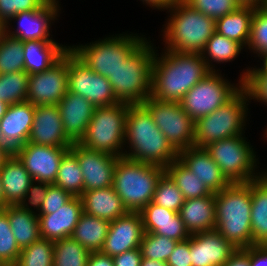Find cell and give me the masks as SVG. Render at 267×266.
<instances>
[{
  "instance_id": "26",
  "label": "cell",
  "mask_w": 267,
  "mask_h": 266,
  "mask_svg": "<svg viewBox=\"0 0 267 266\" xmlns=\"http://www.w3.org/2000/svg\"><path fill=\"white\" fill-rule=\"evenodd\" d=\"M80 198L83 212L98 218L114 221L128 213L113 186L84 191Z\"/></svg>"
},
{
  "instance_id": "5",
  "label": "cell",
  "mask_w": 267,
  "mask_h": 266,
  "mask_svg": "<svg viewBox=\"0 0 267 266\" xmlns=\"http://www.w3.org/2000/svg\"><path fill=\"white\" fill-rule=\"evenodd\" d=\"M165 168L121 156L113 177V188L128 212H140L152 200Z\"/></svg>"
},
{
  "instance_id": "27",
  "label": "cell",
  "mask_w": 267,
  "mask_h": 266,
  "mask_svg": "<svg viewBox=\"0 0 267 266\" xmlns=\"http://www.w3.org/2000/svg\"><path fill=\"white\" fill-rule=\"evenodd\" d=\"M178 213L190 235L215 230V193L185 200Z\"/></svg>"
},
{
  "instance_id": "31",
  "label": "cell",
  "mask_w": 267,
  "mask_h": 266,
  "mask_svg": "<svg viewBox=\"0 0 267 266\" xmlns=\"http://www.w3.org/2000/svg\"><path fill=\"white\" fill-rule=\"evenodd\" d=\"M257 7L240 5L233 12L215 20V31L240 43L246 50L251 30V20Z\"/></svg>"
},
{
  "instance_id": "48",
  "label": "cell",
  "mask_w": 267,
  "mask_h": 266,
  "mask_svg": "<svg viewBox=\"0 0 267 266\" xmlns=\"http://www.w3.org/2000/svg\"><path fill=\"white\" fill-rule=\"evenodd\" d=\"M49 185L50 183L33 181L30 184L23 201L20 203V206L29 212L39 214L40 208L49 189Z\"/></svg>"
},
{
  "instance_id": "43",
  "label": "cell",
  "mask_w": 267,
  "mask_h": 266,
  "mask_svg": "<svg viewBox=\"0 0 267 266\" xmlns=\"http://www.w3.org/2000/svg\"><path fill=\"white\" fill-rule=\"evenodd\" d=\"M184 197L171 177L164 172L159 178L152 202L174 212H179Z\"/></svg>"
},
{
  "instance_id": "23",
  "label": "cell",
  "mask_w": 267,
  "mask_h": 266,
  "mask_svg": "<svg viewBox=\"0 0 267 266\" xmlns=\"http://www.w3.org/2000/svg\"><path fill=\"white\" fill-rule=\"evenodd\" d=\"M83 212L80 197H73L51 214H38L40 235L53 242L71 237Z\"/></svg>"
},
{
  "instance_id": "25",
  "label": "cell",
  "mask_w": 267,
  "mask_h": 266,
  "mask_svg": "<svg viewBox=\"0 0 267 266\" xmlns=\"http://www.w3.org/2000/svg\"><path fill=\"white\" fill-rule=\"evenodd\" d=\"M57 106L60 110L65 134L73 142H79L86 133L96 107L79 94L69 91Z\"/></svg>"
},
{
  "instance_id": "11",
  "label": "cell",
  "mask_w": 267,
  "mask_h": 266,
  "mask_svg": "<svg viewBox=\"0 0 267 266\" xmlns=\"http://www.w3.org/2000/svg\"><path fill=\"white\" fill-rule=\"evenodd\" d=\"M237 82L231 83L220 69L211 71L185 94L180 104L196 122L230 100L242 88V80Z\"/></svg>"
},
{
  "instance_id": "49",
  "label": "cell",
  "mask_w": 267,
  "mask_h": 266,
  "mask_svg": "<svg viewBox=\"0 0 267 266\" xmlns=\"http://www.w3.org/2000/svg\"><path fill=\"white\" fill-rule=\"evenodd\" d=\"M73 196L55 184H50L39 214H51L63 207Z\"/></svg>"
},
{
  "instance_id": "22",
  "label": "cell",
  "mask_w": 267,
  "mask_h": 266,
  "mask_svg": "<svg viewBox=\"0 0 267 266\" xmlns=\"http://www.w3.org/2000/svg\"><path fill=\"white\" fill-rule=\"evenodd\" d=\"M178 160L212 193H218L231 184L205 148L192 146L181 150Z\"/></svg>"
},
{
  "instance_id": "8",
  "label": "cell",
  "mask_w": 267,
  "mask_h": 266,
  "mask_svg": "<svg viewBox=\"0 0 267 266\" xmlns=\"http://www.w3.org/2000/svg\"><path fill=\"white\" fill-rule=\"evenodd\" d=\"M248 105L247 93L241 88L225 104L198 119L195 122L194 146L205 148L218 140L245 135L250 113Z\"/></svg>"
},
{
  "instance_id": "60",
  "label": "cell",
  "mask_w": 267,
  "mask_h": 266,
  "mask_svg": "<svg viewBox=\"0 0 267 266\" xmlns=\"http://www.w3.org/2000/svg\"><path fill=\"white\" fill-rule=\"evenodd\" d=\"M8 104L0 100V119L4 116L6 113V110L8 108Z\"/></svg>"
},
{
  "instance_id": "59",
  "label": "cell",
  "mask_w": 267,
  "mask_h": 266,
  "mask_svg": "<svg viewBox=\"0 0 267 266\" xmlns=\"http://www.w3.org/2000/svg\"><path fill=\"white\" fill-rule=\"evenodd\" d=\"M4 207H6V199L4 197V190L2 187L1 176H0V208Z\"/></svg>"
},
{
  "instance_id": "30",
  "label": "cell",
  "mask_w": 267,
  "mask_h": 266,
  "mask_svg": "<svg viewBox=\"0 0 267 266\" xmlns=\"http://www.w3.org/2000/svg\"><path fill=\"white\" fill-rule=\"evenodd\" d=\"M253 245H267V171L251 181Z\"/></svg>"
},
{
  "instance_id": "28",
  "label": "cell",
  "mask_w": 267,
  "mask_h": 266,
  "mask_svg": "<svg viewBox=\"0 0 267 266\" xmlns=\"http://www.w3.org/2000/svg\"><path fill=\"white\" fill-rule=\"evenodd\" d=\"M69 49L70 46L56 41H24V71L28 75L43 72L57 62Z\"/></svg>"
},
{
  "instance_id": "47",
  "label": "cell",
  "mask_w": 267,
  "mask_h": 266,
  "mask_svg": "<svg viewBox=\"0 0 267 266\" xmlns=\"http://www.w3.org/2000/svg\"><path fill=\"white\" fill-rule=\"evenodd\" d=\"M47 0H0V22L5 26L17 13L37 10Z\"/></svg>"
},
{
  "instance_id": "56",
  "label": "cell",
  "mask_w": 267,
  "mask_h": 266,
  "mask_svg": "<svg viewBox=\"0 0 267 266\" xmlns=\"http://www.w3.org/2000/svg\"><path fill=\"white\" fill-rule=\"evenodd\" d=\"M13 154L5 145L0 143V168L4 165L5 161Z\"/></svg>"
},
{
  "instance_id": "41",
  "label": "cell",
  "mask_w": 267,
  "mask_h": 266,
  "mask_svg": "<svg viewBox=\"0 0 267 266\" xmlns=\"http://www.w3.org/2000/svg\"><path fill=\"white\" fill-rule=\"evenodd\" d=\"M246 49L260 60L267 56V7H257L254 10Z\"/></svg>"
},
{
  "instance_id": "2",
  "label": "cell",
  "mask_w": 267,
  "mask_h": 266,
  "mask_svg": "<svg viewBox=\"0 0 267 266\" xmlns=\"http://www.w3.org/2000/svg\"><path fill=\"white\" fill-rule=\"evenodd\" d=\"M124 147H126L124 157L163 168L178 159V152L156 126L152 115L142 104H129Z\"/></svg>"
},
{
  "instance_id": "42",
  "label": "cell",
  "mask_w": 267,
  "mask_h": 266,
  "mask_svg": "<svg viewBox=\"0 0 267 266\" xmlns=\"http://www.w3.org/2000/svg\"><path fill=\"white\" fill-rule=\"evenodd\" d=\"M249 67L240 73L242 88L247 93L249 103L254 100L267 106V71L261 65Z\"/></svg>"
},
{
  "instance_id": "19",
  "label": "cell",
  "mask_w": 267,
  "mask_h": 266,
  "mask_svg": "<svg viewBox=\"0 0 267 266\" xmlns=\"http://www.w3.org/2000/svg\"><path fill=\"white\" fill-rule=\"evenodd\" d=\"M35 106L28 101L14 103L8 106L6 113L0 119V143L11 152L23 147L27 143Z\"/></svg>"
},
{
  "instance_id": "10",
  "label": "cell",
  "mask_w": 267,
  "mask_h": 266,
  "mask_svg": "<svg viewBox=\"0 0 267 266\" xmlns=\"http://www.w3.org/2000/svg\"><path fill=\"white\" fill-rule=\"evenodd\" d=\"M205 149L231 184L249 183L267 171L266 168L259 171V157L245 135L218 140Z\"/></svg>"
},
{
  "instance_id": "17",
  "label": "cell",
  "mask_w": 267,
  "mask_h": 266,
  "mask_svg": "<svg viewBox=\"0 0 267 266\" xmlns=\"http://www.w3.org/2000/svg\"><path fill=\"white\" fill-rule=\"evenodd\" d=\"M78 159L84 191L113 186V177L118 156L98 152L74 142L69 149Z\"/></svg>"
},
{
  "instance_id": "7",
  "label": "cell",
  "mask_w": 267,
  "mask_h": 266,
  "mask_svg": "<svg viewBox=\"0 0 267 266\" xmlns=\"http://www.w3.org/2000/svg\"><path fill=\"white\" fill-rule=\"evenodd\" d=\"M123 33L108 35L85 45H70V50L90 69L108 79L147 39L146 35Z\"/></svg>"
},
{
  "instance_id": "50",
  "label": "cell",
  "mask_w": 267,
  "mask_h": 266,
  "mask_svg": "<svg viewBox=\"0 0 267 266\" xmlns=\"http://www.w3.org/2000/svg\"><path fill=\"white\" fill-rule=\"evenodd\" d=\"M190 255V238L177 242L174 250L167 259L168 266H192Z\"/></svg>"
},
{
  "instance_id": "61",
  "label": "cell",
  "mask_w": 267,
  "mask_h": 266,
  "mask_svg": "<svg viewBox=\"0 0 267 266\" xmlns=\"http://www.w3.org/2000/svg\"><path fill=\"white\" fill-rule=\"evenodd\" d=\"M262 63L260 64L267 71V56L263 58Z\"/></svg>"
},
{
  "instance_id": "33",
  "label": "cell",
  "mask_w": 267,
  "mask_h": 266,
  "mask_svg": "<svg viewBox=\"0 0 267 266\" xmlns=\"http://www.w3.org/2000/svg\"><path fill=\"white\" fill-rule=\"evenodd\" d=\"M110 221L82 212L72 234V238L89 252L102 250Z\"/></svg>"
},
{
  "instance_id": "54",
  "label": "cell",
  "mask_w": 267,
  "mask_h": 266,
  "mask_svg": "<svg viewBox=\"0 0 267 266\" xmlns=\"http://www.w3.org/2000/svg\"><path fill=\"white\" fill-rule=\"evenodd\" d=\"M86 266H114L111 256L98 252H90Z\"/></svg>"
},
{
  "instance_id": "62",
  "label": "cell",
  "mask_w": 267,
  "mask_h": 266,
  "mask_svg": "<svg viewBox=\"0 0 267 266\" xmlns=\"http://www.w3.org/2000/svg\"><path fill=\"white\" fill-rule=\"evenodd\" d=\"M4 32H5V26L0 22V38Z\"/></svg>"
},
{
  "instance_id": "45",
  "label": "cell",
  "mask_w": 267,
  "mask_h": 266,
  "mask_svg": "<svg viewBox=\"0 0 267 266\" xmlns=\"http://www.w3.org/2000/svg\"><path fill=\"white\" fill-rule=\"evenodd\" d=\"M20 251L11 230L7 211L0 208V262L5 266H14Z\"/></svg>"
},
{
  "instance_id": "32",
  "label": "cell",
  "mask_w": 267,
  "mask_h": 266,
  "mask_svg": "<svg viewBox=\"0 0 267 266\" xmlns=\"http://www.w3.org/2000/svg\"><path fill=\"white\" fill-rule=\"evenodd\" d=\"M7 211L13 236L20 249L41 238L38 214L29 212L20 205H8Z\"/></svg>"
},
{
  "instance_id": "14",
  "label": "cell",
  "mask_w": 267,
  "mask_h": 266,
  "mask_svg": "<svg viewBox=\"0 0 267 266\" xmlns=\"http://www.w3.org/2000/svg\"><path fill=\"white\" fill-rule=\"evenodd\" d=\"M69 50L47 70L29 75L27 101L58 105L68 91Z\"/></svg>"
},
{
  "instance_id": "13",
  "label": "cell",
  "mask_w": 267,
  "mask_h": 266,
  "mask_svg": "<svg viewBox=\"0 0 267 266\" xmlns=\"http://www.w3.org/2000/svg\"><path fill=\"white\" fill-rule=\"evenodd\" d=\"M68 91L79 94L94 107L118 104L110 81L94 72L69 49Z\"/></svg>"
},
{
  "instance_id": "52",
  "label": "cell",
  "mask_w": 267,
  "mask_h": 266,
  "mask_svg": "<svg viewBox=\"0 0 267 266\" xmlns=\"http://www.w3.org/2000/svg\"><path fill=\"white\" fill-rule=\"evenodd\" d=\"M250 266H267V245L250 246Z\"/></svg>"
},
{
  "instance_id": "46",
  "label": "cell",
  "mask_w": 267,
  "mask_h": 266,
  "mask_svg": "<svg viewBox=\"0 0 267 266\" xmlns=\"http://www.w3.org/2000/svg\"><path fill=\"white\" fill-rule=\"evenodd\" d=\"M195 10L217 20L236 10L241 4L237 0H184Z\"/></svg>"
},
{
  "instance_id": "16",
  "label": "cell",
  "mask_w": 267,
  "mask_h": 266,
  "mask_svg": "<svg viewBox=\"0 0 267 266\" xmlns=\"http://www.w3.org/2000/svg\"><path fill=\"white\" fill-rule=\"evenodd\" d=\"M69 149L27 142L14 154L34 181L54 184L61 159Z\"/></svg>"
},
{
  "instance_id": "37",
  "label": "cell",
  "mask_w": 267,
  "mask_h": 266,
  "mask_svg": "<svg viewBox=\"0 0 267 266\" xmlns=\"http://www.w3.org/2000/svg\"><path fill=\"white\" fill-rule=\"evenodd\" d=\"M90 252L72 237L54 242L53 266H86Z\"/></svg>"
},
{
  "instance_id": "35",
  "label": "cell",
  "mask_w": 267,
  "mask_h": 266,
  "mask_svg": "<svg viewBox=\"0 0 267 266\" xmlns=\"http://www.w3.org/2000/svg\"><path fill=\"white\" fill-rule=\"evenodd\" d=\"M165 172L174 181L185 200L207 197L212 194L203 182L197 176H194L178 159L168 165Z\"/></svg>"
},
{
  "instance_id": "63",
  "label": "cell",
  "mask_w": 267,
  "mask_h": 266,
  "mask_svg": "<svg viewBox=\"0 0 267 266\" xmlns=\"http://www.w3.org/2000/svg\"><path fill=\"white\" fill-rule=\"evenodd\" d=\"M264 131H265V133H263V134H264L263 137L266 138V139H264V140H267V125H266V128H265Z\"/></svg>"
},
{
  "instance_id": "9",
  "label": "cell",
  "mask_w": 267,
  "mask_h": 266,
  "mask_svg": "<svg viewBox=\"0 0 267 266\" xmlns=\"http://www.w3.org/2000/svg\"><path fill=\"white\" fill-rule=\"evenodd\" d=\"M128 110L129 104L123 102L96 107L86 133L78 143L86 148L112 156H124Z\"/></svg>"
},
{
  "instance_id": "39",
  "label": "cell",
  "mask_w": 267,
  "mask_h": 266,
  "mask_svg": "<svg viewBox=\"0 0 267 266\" xmlns=\"http://www.w3.org/2000/svg\"><path fill=\"white\" fill-rule=\"evenodd\" d=\"M28 80L25 71L0 74V100L8 105L27 101Z\"/></svg>"
},
{
  "instance_id": "55",
  "label": "cell",
  "mask_w": 267,
  "mask_h": 266,
  "mask_svg": "<svg viewBox=\"0 0 267 266\" xmlns=\"http://www.w3.org/2000/svg\"><path fill=\"white\" fill-rule=\"evenodd\" d=\"M145 6L155 10L166 11L167 8L172 6L178 0H140Z\"/></svg>"
},
{
  "instance_id": "6",
  "label": "cell",
  "mask_w": 267,
  "mask_h": 266,
  "mask_svg": "<svg viewBox=\"0 0 267 266\" xmlns=\"http://www.w3.org/2000/svg\"><path fill=\"white\" fill-rule=\"evenodd\" d=\"M156 49L149 37L108 78L119 102L142 104L151 96L152 63Z\"/></svg>"
},
{
  "instance_id": "44",
  "label": "cell",
  "mask_w": 267,
  "mask_h": 266,
  "mask_svg": "<svg viewBox=\"0 0 267 266\" xmlns=\"http://www.w3.org/2000/svg\"><path fill=\"white\" fill-rule=\"evenodd\" d=\"M177 242L163 235L144 232L139 248L143 258L166 262Z\"/></svg>"
},
{
  "instance_id": "57",
  "label": "cell",
  "mask_w": 267,
  "mask_h": 266,
  "mask_svg": "<svg viewBox=\"0 0 267 266\" xmlns=\"http://www.w3.org/2000/svg\"><path fill=\"white\" fill-rule=\"evenodd\" d=\"M241 5H251L255 7H266L267 0H237Z\"/></svg>"
},
{
  "instance_id": "58",
  "label": "cell",
  "mask_w": 267,
  "mask_h": 266,
  "mask_svg": "<svg viewBox=\"0 0 267 266\" xmlns=\"http://www.w3.org/2000/svg\"><path fill=\"white\" fill-rule=\"evenodd\" d=\"M140 266H168L166 262L142 258Z\"/></svg>"
},
{
  "instance_id": "3",
  "label": "cell",
  "mask_w": 267,
  "mask_h": 266,
  "mask_svg": "<svg viewBox=\"0 0 267 266\" xmlns=\"http://www.w3.org/2000/svg\"><path fill=\"white\" fill-rule=\"evenodd\" d=\"M251 204V181L233 183L215 193V230L236 249L253 246Z\"/></svg>"
},
{
  "instance_id": "51",
  "label": "cell",
  "mask_w": 267,
  "mask_h": 266,
  "mask_svg": "<svg viewBox=\"0 0 267 266\" xmlns=\"http://www.w3.org/2000/svg\"><path fill=\"white\" fill-rule=\"evenodd\" d=\"M142 258L140 248L125 251L112 257L114 266H140Z\"/></svg>"
},
{
  "instance_id": "21",
  "label": "cell",
  "mask_w": 267,
  "mask_h": 266,
  "mask_svg": "<svg viewBox=\"0 0 267 266\" xmlns=\"http://www.w3.org/2000/svg\"><path fill=\"white\" fill-rule=\"evenodd\" d=\"M236 250L217 230L190 235L192 266H223Z\"/></svg>"
},
{
  "instance_id": "4",
  "label": "cell",
  "mask_w": 267,
  "mask_h": 266,
  "mask_svg": "<svg viewBox=\"0 0 267 266\" xmlns=\"http://www.w3.org/2000/svg\"><path fill=\"white\" fill-rule=\"evenodd\" d=\"M170 13L162 27L164 49L180 53H201L215 32V20L195 10L184 0L166 9ZM164 28V29H163Z\"/></svg>"
},
{
  "instance_id": "15",
  "label": "cell",
  "mask_w": 267,
  "mask_h": 266,
  "mask_svg": "<svg viewBox=\"0 0 267 266\" xmlns=\"http://www.w3.org/2000/svg\"><path fill=\"white\" fill-rule=\"evenodd\" d=\"M59 0H47L39 9L17 13L6 25L5 33L24 41L43 40L56 41L51 26L58 20L61 7ZM12 21L17 23L15 29ZM14 30V31H13ZM51 36V37H50Z\"/></svg>"
},
{
  "instance_id": "18",
  "label": "cell",
  "mask_w": 267,
  "mask_h": 266,
  "mask_svg": "<svg viewBox=\"0 0 267 266\" xmlns=\"http://www.w3.org/2000/svg\"><path fill=\"white\" fill-rule=\"evenodd\" d=\"M29 143L70 148L73 141L65 134L57 105L35 106Z\"/></svg>"
},
{
  "instance_id": "53",
  "label": "cell",
  "mask_w": 267,
  "mask_h": 266,
  "mask_svg": "<svg viewBox=\"0 0 267 266\" xmlns=\"http://www.w3.org/2000/svg\"><path fill=\"white\" fill-rule=\"evenodd\" d=\"M223 266H250V247L237 249Z\"/></svg>"
},
{
  "instance_id": "40",
  "label": "cell",
  "mask_w": 267,
  "mask_h": 266,
  "mask_svg": "<svg viewBox=\"0 0 267 266\" xmlns=\"http://www.w3.org/2000/svg\"><path fill=\"white\" fill-rule=\"evenodd\" d=\"M54 242L40 238L21 249L14 266H53Z\"/></svg>"
},
{
  "instance_id": "24",
  "label": "cell",
  "mask_w": 267,
  "mask_h": 266,
  "mask_svg": "<svg viewBox=\"0 0 267 266\" xmlns=\"http://www.w3.org/2000/svg\"><path fill=\"white\" fill-rule=\"evenodd\" d=\"M139 213L146 233L163 235L178 242L190 238V233L177 212L151 201Z\"/></svg>"
},
{
  "instance_id": "34",
  "label": "cell",
  "mask_w": 267,
  "mask_h": 266,
  "mask_svg": "<svg viewBox=\"0 0 267 266\" xmlns=\"http://www.w3.org/2000/svg\"><path fill=\"white\" fill-rule=\"evenodd\" d=\"M243 48L237 41L228 39L215 31L207 41L201 56L211 71H218L215 67L216 63L221 65L234 61L244 50Z\"/></svg>"
},
{
  "instance_id": "36",
  "label": "cell",
  "mask_w": 267,
  "mask_h": 266,
  "mask_svg": "<svg viewBox=\"0 0 267 266\" xmlns=\"http://www.w3.org/2000/svg\"><path fill=\"white\" fill-rule=\"evenodd\" d=\"M54 184L73 197H80L84 192L82 171L77 157L70 150L61 159Z\"/></svg>"
},
{
  "instance_id": "20",
  "label": "cell",
  "mask_w": 267,
  "mask_h": 266,
  "mask_svg": "<svg viewBox=\"0 0 267 266\" xmlns=\"http://www.w3.org/2000/svg\"><path fill=\"white\" fill-rule=\"evenodd\" d=\"M144 234L139 212H128L126 215L110 221L108 233L101 252L115 256L125 251L139 248Z\"/></svg>"
},
{
  "instance_id": "29",
  "label": "cell",
  "mask_w": 267,
  "mask_h": 266,
  "mask_svg": "<svg viewBox=\"0 0 267 266\" xmlns=\"http://www.w3.org/2000/svg\"><path fill=\"white\" fill-rule=\"evenodd\" d=\"M0 176L6 206L20 205L34 180L14 153L0 168Z\"/></svg>"
},
{
  "instance_id": "1",
  "label": "cell",
  "mask_w": 267,
  "mask_h": 266,
  "mask_svg": "<svg viewBox=\"0 0 267 266\" xmlns=\"http://www.w3.org/2000/svg\"><path fill=\"white\" fill-rule=\"evenodd\" d=\"M163 51V52H162ZM211 70L201 53L155 50L152 63L151 97L180 103L185 94Z\"/></svg>"
},
{
  "instance_id": "12",
  "label": "cell",
  "mask_w": 267,
  "mask_h": 266,
  "mask_svg": "<svg viewBox=\"0 0 267 266\" xmlns=\"http://www.w3.org/2000/svg\"><path fill=\"white\" fill-rule=\"evenodd\" d=\"M142 105L177 152L194 146L195 121L180 103L159 101L150 96Z\"/></svg>"
},
{
  "instance_id": "38",
  "label": "cell",
  "mask_w": 267,
  "mask_h": 266,
  "mask_svg": "<svg viewBox=\"0 0 267 266\" xmlns=\"http://www.w3.org/2000/svg\"><path fill=\"white\" fill-rule=\"evenodd\" d=\"M24 71L23 42L3 33L0 38V74Z\"/></svg>"
}]
</instances>
